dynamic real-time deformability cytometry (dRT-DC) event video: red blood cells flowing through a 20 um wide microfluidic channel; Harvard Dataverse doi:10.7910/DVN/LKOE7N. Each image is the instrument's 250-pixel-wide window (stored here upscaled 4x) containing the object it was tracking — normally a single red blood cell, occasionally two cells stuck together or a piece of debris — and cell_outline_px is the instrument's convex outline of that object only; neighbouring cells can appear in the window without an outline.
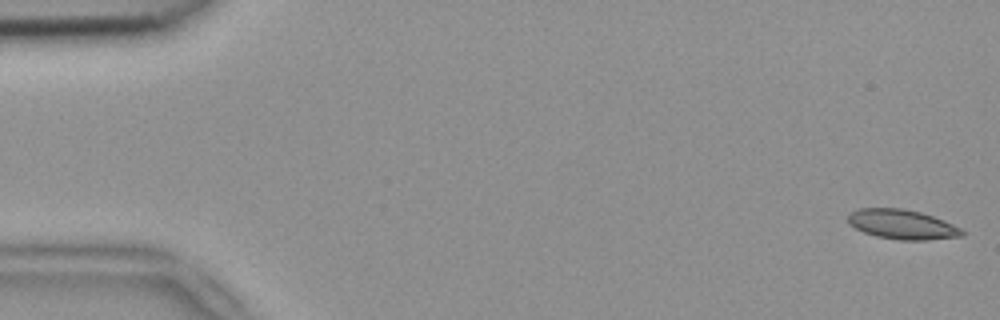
{"species": "common noctule bat (a hibernating species)", "species_latin": "Nyctalus noctula", "temperature_condition": "room temperature", "stored_images_in_passage": 53, "camera_frame_rate_fps": 3000, "um_per_image_px": 0.085, "animal": {"sex": "female", "body_mass_g": 18.4}, "frame": {"image": 1, "passage_image": 1, "time_ms": 0.0, "image_size_px": [1000, 320], "cell_outline_px": [[964, 236], [924, 240], [900, 240], [876, 236], [864, 232], [848, 224], [848, 216], [852, 212], [860, 208], [904, 208], [920, 212], [944, 220], [960, 228], [964, 232]], "centroid_in_image_um": [76.68, 19.07], "position_along_channel_um": 8.3, "area_um2": 19.59}}
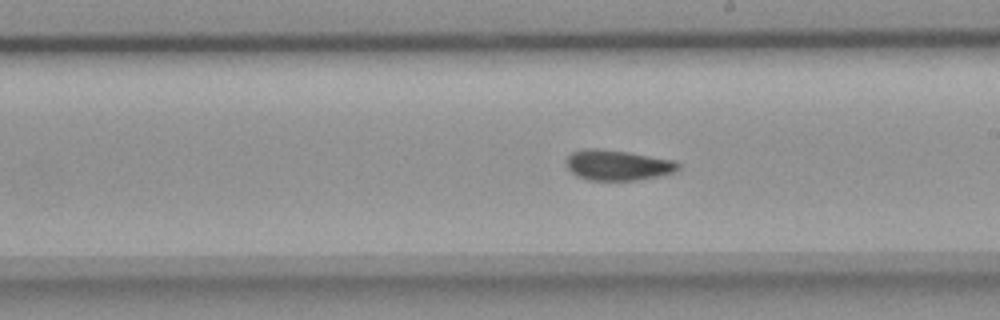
{"frame": {"image": 2, "passage_image": 30, "time_ms": 9.667, "image_size_px": [1000, 320], "cell_outline_px": [[680, 168], [672, 172], [656, 176], [636, 180], [588, 180], [572, 172], [568, 168], [564, 160], [572, 152], [584, 148], [596, 148], [628, 152], [676, 160], [680, 164]], "centroid_in_image_um": [52.49, 14.02], "position_along_channel_um": 236.5, "area_um2": 19.77}}
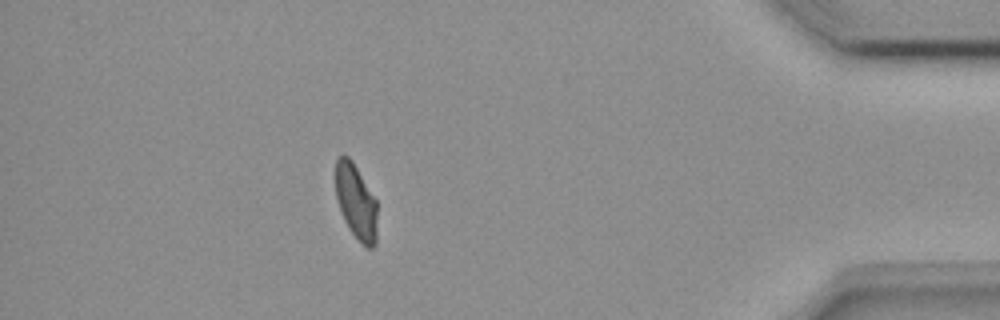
{"frame": {"image": 3, "passage_image": 47, "time_ms": 15.333, "image_size_px": [1000, 320], "cell_outline_px": [[376, 244], [372, 248], [368, 248], [360, 244], [348, 228], [340, 212], [336, 196], [336, 160], [340, 156], [348, 156], [352, 160], [376, 200]], "centroid_in_image_um": [30.25, 17.19], "position_along_channel_um": 404.9, "area_um2": 18.21}, "authors_computed_cell_mechanics": {"area_um2": 19.7676, "velocity_mm_per_s": 3.8036, "shape_relaxation_time_tau1_ms": null, "shape_relaxation_time_tau2_ms": 0.8971, "deformation_change_tau1": null, "deformation_change_tau2": 0.0595}}